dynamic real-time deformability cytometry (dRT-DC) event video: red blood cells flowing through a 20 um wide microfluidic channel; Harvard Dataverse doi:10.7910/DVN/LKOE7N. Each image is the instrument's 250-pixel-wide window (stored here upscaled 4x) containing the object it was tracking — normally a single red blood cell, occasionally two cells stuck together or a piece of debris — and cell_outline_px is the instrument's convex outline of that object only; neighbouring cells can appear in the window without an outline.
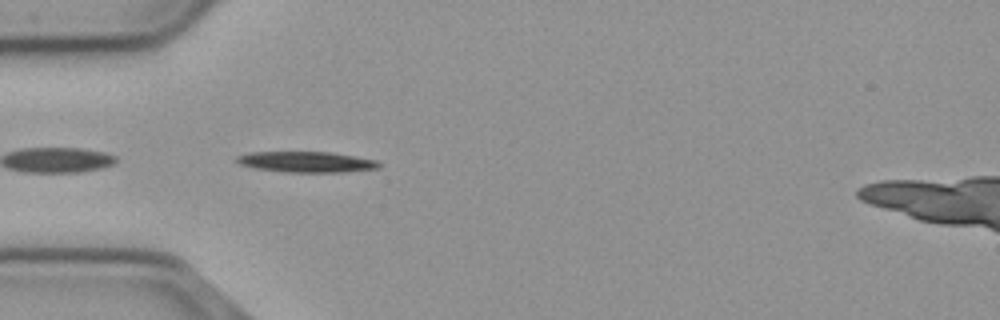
{"species": "common noctule bat (a hibernating species)", "species_latin": "Nyctalus noctula", "temperature_condition": "cold", "stored_images_in_passage": 40, "camera_frame_rate_fps": 3000, "um_per_image_px": 0.085, "animal": {"sex": "male", "body_mass_g": 23.1, "forearm_length_mm": 52.7}, "frame": {"image": 1, "passage_image": 1, "time_ms": 0.0, "image_size_px": [1000, 320], "cell_outline_px": [[380, 168], [344, 172], [288, 172], [256, 168], [240, 164], [236, 160], [236, 156], [252, 152], [328, 152], [376, 160], [380, 164]], "centroid_in_image_um": [26.05, 13.76], "position_along_channel_um": 59.0, "area_um2": 16.94}}
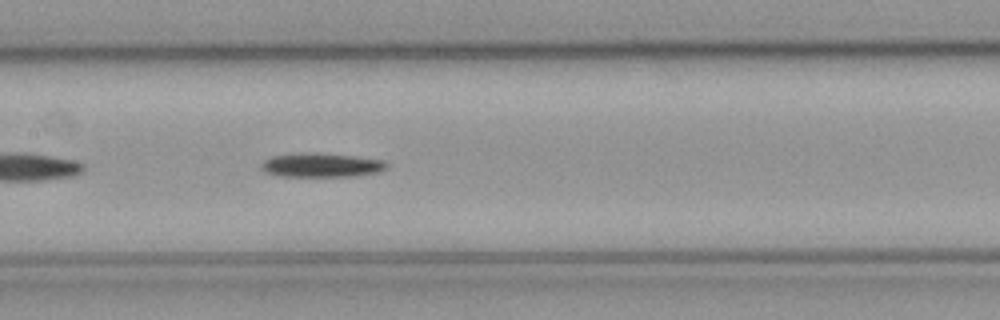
{"frame": {"image": 2, "passage_image": 11, "time_ms": 3.333, "image_size_px": [1000, 320], "cell_outline_px": [[388, 168], [380, 172], [356, 176], [280, 176], [264, 172], [260, 168], [260, 164], [264, 160], [272, 156], [312, 152], [352, 156], [384, 160], [388, 164]], "centroid_in_image_um": [27.33, 14.04], "position_along_channel_um": 180.1, "area_um2": 17.63}}
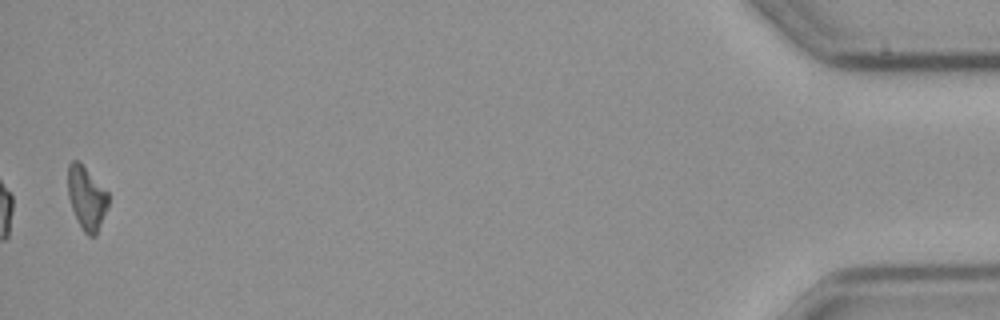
{"frame": {"image": 3, "passage_image": 39, "time_ms": 12.667, "image_size_px": [1000, 320], "cell_outline_px": [[108, 204], [96, 236], [88, 236], [84, 232], [72, 208], [68, 196], [68, 164], [72, 160], [76, 160], [108, 192]], "centroid_in_image_um": [7.35, 16.85], "position_along_channel_um": 427.8, "area_um2": 14.39}, "authors_computed_cell_mechanics": {"area_um2": 16.2707, "velocity_mm_per_s": 3.6976, "shape_relaxation_time_tau1_ms": 2.964, "shape_relaxation_time_tau2_ms": null, "deformation_change_tau1": 0.12, "deformation_change_tau2": null}}